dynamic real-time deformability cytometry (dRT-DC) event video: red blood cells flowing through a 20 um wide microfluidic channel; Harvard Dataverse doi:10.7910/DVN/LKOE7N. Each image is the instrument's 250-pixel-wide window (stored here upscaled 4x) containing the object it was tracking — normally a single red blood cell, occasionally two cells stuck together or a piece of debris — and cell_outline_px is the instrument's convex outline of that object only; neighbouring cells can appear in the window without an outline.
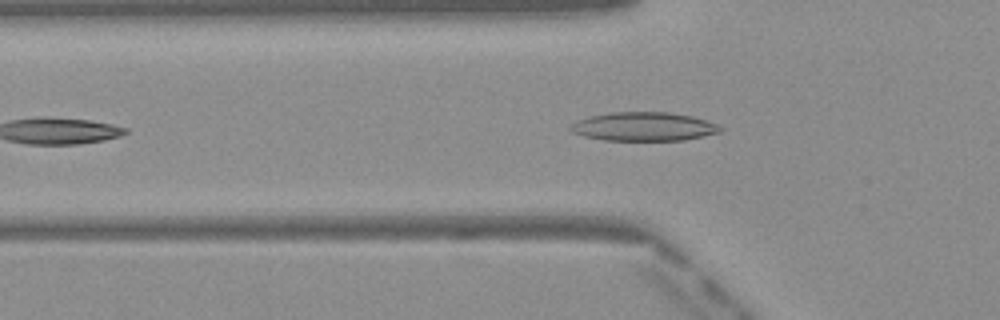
{"species": "Egyptian fruit bat (a non-hibernating species)", "species_latin": "Rousettus aegyptiacus", "temperature_condition": "warm", "stored_images_in_passage": 38, "camera_frame_rate_fps": 3000, "um_per_image_px": 0.085, "frame": {"image": 1, "passage_image": 8, "time_ms": 2.333, "image_size_px": [1000, 320], "cell_outline_px": [[724, 128], [720, 132], [684, 140], [604, 140], [584, 136], [572, 132], [568, 128], [576, 120], [588, 116], [608, 112], [668, 112], [692, 116], [716, 124]], "centroid_in_image_um": [54.68, 10.75], "position_along_channel_um": 71.1, "area_um2": 25.09}}
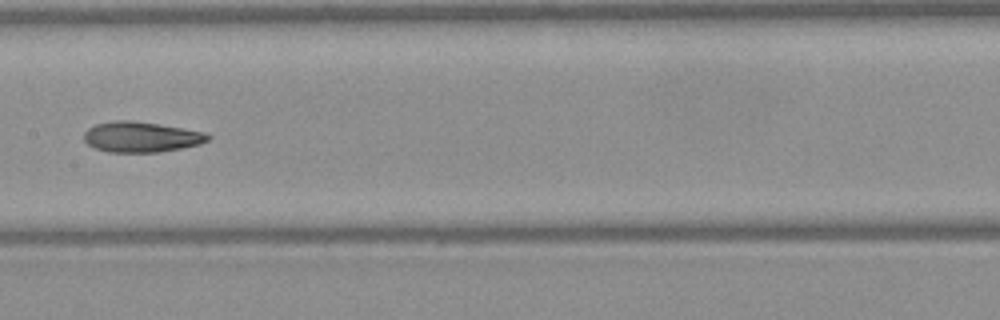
{"frame": {"image": 2, "passage_image": 17, "time_ms": 5.333, "image_size_px": [1000, 320], "cell_outline_px": [[212, 136], [208, 140], [200, 144], [160, 152], [108, 152], [96, 148], [88, 144], [84, 140], [84, 132], [88, 128], [96, 124], [112, 120], [132, 120], [160, 124], [204, 132]], "centroid_in_image_um": [11.99, 11.63], "position_along_channel_um": 195.4, "area_um2": 22.02}}
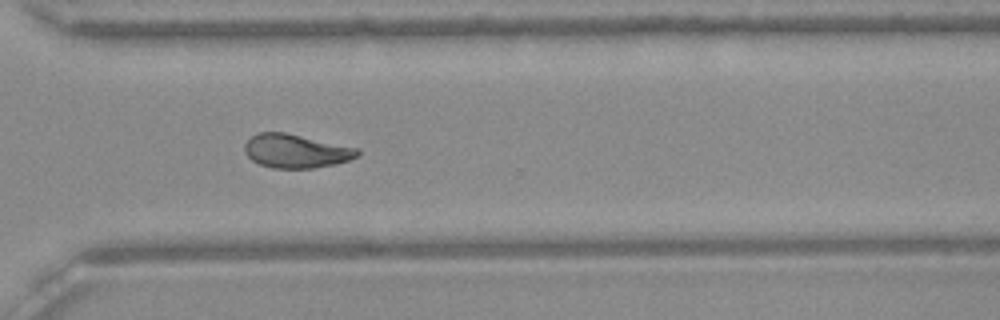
{"frame": {"image": 3, "passage_image": 28, "time_ms": 9.0, "image_size_px": [1000, 320], "cell_outline_px": [[360, 152], [356, 156], [348, 160], [332, 164], [312, 168], [272, 168], [260, 164], [252, 160], [244, 152], [244, 144], [256, 132], [284, 132], [360, 148]], "centroid_in_image_um": [25.13, 12.83], "position_along_channel_um": 345.5, "area_um2": 22.08}, "authors_computed_cell_mechanics": {"area_um2": 22.0218, "velocity_mm_per_s": 4.1021, "shape_relaxation_time_tau1_ms": null, "shape_relaxation_time_tau2_ms": 2.86, "deformation_change_tau1": null, "deformation_change_tau2": 0.0973}}